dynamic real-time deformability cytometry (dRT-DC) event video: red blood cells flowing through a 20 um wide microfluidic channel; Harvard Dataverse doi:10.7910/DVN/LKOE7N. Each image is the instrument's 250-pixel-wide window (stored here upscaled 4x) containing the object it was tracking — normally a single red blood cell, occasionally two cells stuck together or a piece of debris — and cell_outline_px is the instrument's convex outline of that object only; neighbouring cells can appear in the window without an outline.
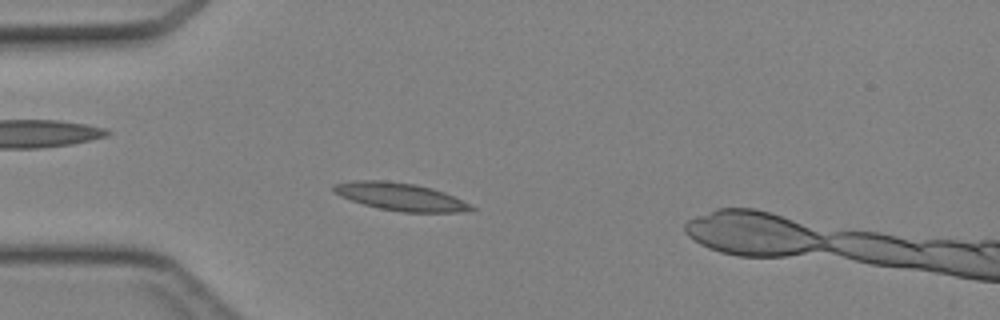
{"species": "Egyptian fruit bat (a non-hibernating species)", "species_latin": "Rousettus aegyptiacus", "temperature_condition": "cold", "stored_images_in_passage": 46, "camera_frame_rate_fps": 3000, "um_per_image_px": 0.085, "animal": {"sex": "female"}, "frame": {"image": 1, "passage_image": 12, "time_ms": 3.667, "image_size_px": [1000, 320], "cell_outline_px": [[476, 212], [400, 212], [380, 208], [364, 204], [340, 196], [332, 192], [332, 184], [352, 180], [384, 180], [416, 184], [432, 188], [444, 192], [476, 208]], "centroid_in_image_um": [34.01, 16.71], "position_along_channel_um": 51.0, "area_um2": 22.25}}
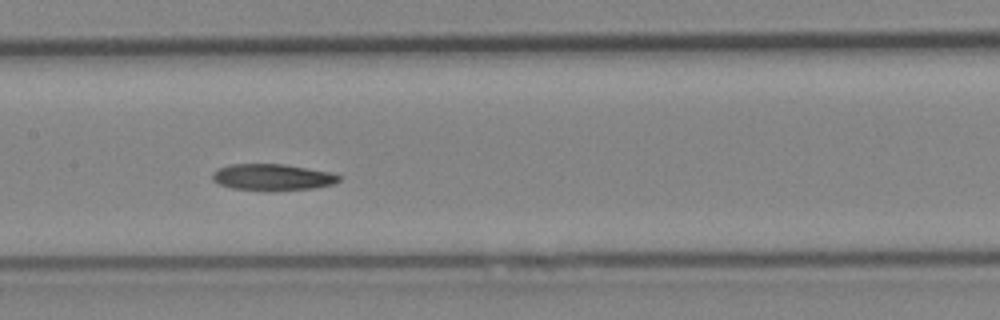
{"frame": {"image": 2, "passage_image": 22, "time_ms": 7.0, "image_size_px": [1000, 320], "cell_outline_px": [[344, 176], [340, 180], [332, 184], [316, 188], [272, 192], [232, 188], [220, 184], [212, 180], [212, 172], [228, 164], [284, 164], [328, 172]], "centroid_in_image_um": [23.16, 15.08], "position_along_channel_um": 184.2, "area_um2": 19.83}}
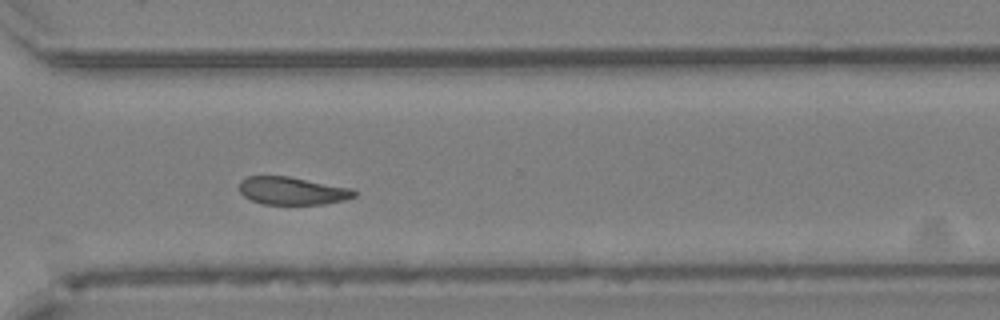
{"frame": {"image": 3, "passage_image": 33, "time_ms": 10.667, "image_size_px": [1000, 320], "cell_outline_px": [[356, 196], [344, 200], [324, 204], [264, 204], [252, 200], [244, 196], [240, 192], [240, 180], [248, 176], [288, 176], [352, 188], [356, 192]], "centroid_in_image_um": [24.85, 16.21], "position_along_channel_um": 345.7, "area_um2": 18.55}}